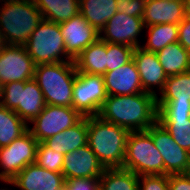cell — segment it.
Instances as JSON below:
<instances>
[{
  "mask_svg": "<svg viewBox=\"0 0 190 190\" xmlns=\"http://www.w3.org/2000/svg\"><path fill=\"white\" fill-rule=\"evenodd\" d=\"M133 60L139 72L143 91L158 96L163 90L168 76L156 53L137 47L133 51Z\"/></svg>",
  "mask_w": 190,
  "mask_h": 190,
  "instance_id": "cell-15",
  "label": "cell"
},
{
  "mask_svg": "<svg viewBox=\"0 0 190 190\" xmlns=\"http://www.w3.org/2000/svg\"><path fill=\"white\" fill-rule=\"evenodd\" d=\"M122 168L130 170L138 176L164 175L162 155L146 130L129 133Z\"/></svg>",
  "mask_w": 190,
  "mask_h": 190,
  "instance_id": "cell-6",
  "label": "cell"
},
{
  "mask_svg": "<svg viewBox=\"0 0 190 190\" xmlns=\"http://www.w3.org/2000/svg\"><path fill=\"white\" fill-rule=\"evenodd\" d=\"M64 154L55 152L44 142H38L35 164L52 172L62 173Z\"/></svg>",
  "mask_w": 190,
  "mask_h": 190,
  "instance_id": "cell-30",
  "label": "cell"
},
{
  "mask_svg": "<svg viewBox=\"0 0 190 190\" xmlns=\"http://www.w3.org/2000/svg\"><path fill=\"white\" fill-rule=\"evenodd\" d=\"M173 140L190 153V117L158 118Z\"/></svg>",
  "mask_w": 190,
  "mask_h": 190,
  "instance_id": "cell-29",
  "label": "cell"
},
{
  "mask_svg": "<svg viewBox=\"0 0 190 190\" xmlns=\"http://www.w3.org/2000/svg\"><path fill=\"white\" fill-rule=\"evenodd\" d=\"M2 90H3V84H2L1 79H0V96H1Z\"/></svg>",
  "mask_w": 190,
  "mask_h": 190,
  "instance_id": "cell-40",
  "label": "cell"
},
{
  "mask_svg": "<svg viewBox=\"0 0 190 190\" xmlns=\"http://www.w3.org/2000/svg\"><path fill=\"white\" fill-rule=\"evenodd\" d=\"M139 190H169L168 175H141L138 180Z\"/></svg>",
  "mask_w": 190,
  "mask_h": 190,
  "instance_id": "cell-33",
  "label": "cell"
},
{
  "mask_svg": "<svg viewBox=\"0 0 190 190\" xmlns=\"http://www.w3.org/2000/svg\"><path fill=\"white\" fill-rule=\"evenodd\" d=\"M88 142L105 169L121 168L125 159L129 131L105 121L98 115L87 116Z\"/></svg>",
  "mask_w": 190,
  "mask_h": 190,
  "instance_id": "cell-2",
  "label": "cell"
},
{
  "mask_svg": "<svg viewBox=\"0 0 190 190\" xmlns=\"http://www.w3.org/2000/svg\"><path fill=\"white\" fill-rule=\"evenodd\" d=\"M169 190H190V173L168 175Z\"/></svg>",
  "mask_w": 190,
  "mask_h": 190,
  "instance_id": "cell-36",
  "label": "cell"
},
{
  "mask_svg": "<svg viewBox=\"0 0 190 190\" xmlns=\"http://www.w3.org/2000/svg\"><path fill=\"white\" fill-rule=\"evenodd\" d=\"M73 61L77 72L104 75L107 72V42L98 38Z\"/></svg>",
  "mask_w": 190,
  "mask_h": 190,
  "instance_id": "cell-21",
  "label": "cell"
},
{
  "mask_svg": "<svg viewBox=\"0 0 190 190\" xmlns=\"http://www.w3.org/2000/svg\"><path fill=\"white\" fill-rule=\"evenodd\" d=\"M156 55L167 76L190 70V51L179 42L165 46Z\"/></svg>",
  "mask_w": 190,
  "mask_h": 190,
  "instance_id": "cell-23",
  "label": "cell"
},
{
  "mask_svg": "<svg viewBox=\"0 0 190 190\" xmlns=\"http://www.w3.org/2000/svg\"><path fill=\"white\" fill-rule=\"evenodd\" d=\"M76 74L74 61L36 65L34 79L43 93L45 103L72 107Z\"/></svg>",
  "mask_w": 190,
  "mask_h": 190,
  "instance_id": "cell-4",
  "label": "cell"
},
{
  "mask_svg": "<svg viewBox=\"0 0 190 190\" xmlns=\"http://www.w3.org/2000/svg\"><path fill=\"white\" fill-rule=\"evenodd\" d=\"M135 48L107 42V71L119 68L133 59Z\"/></svg>",
  "mask_w": 190,
  "mask_h": 190,
  "instance_id": "cell-31",
  "label": "cell"
},
{
  "mask_svg": "<svg viewBox=\"0 0 190 190\" xmlns=\"http://www.w3.org/2000/svg\"><path fill=\"white\" fill-rule=\"evenodd\" d=\"M103 78L108 96L132 95L144 92L139 72L133 59L119 68L107 71Z\"/></svg>",
  "mask_w": 190,
  "mask_h": 190,
  "instance_id": "cell-18",
  "label": "cell"
},
{
  "mask_svg": "<svg viewBox=\"0 0 190 190\" xmlns=\"http://www.w3.org/2000/svg\"><path fill=\"white\" fill-rule=\"evenodd\" d=\"M105 168L89 145L82 146L64 155L62 174L71 178H100Z\"/></svg>",
  "mask_w": 190,
  "mask_h": 190,
  "instance_id": "cell-16",
  "label": "cell"
},
{
  "mask_svg": "<svg viewBox=\"0 0 190 190\" xmlns=\"http://www.w3.org/2000/svg\"><path fill=\"white\" fill-rule=\"evenodd\" d=\"M185 18L183 0H146L143 14L144 27L156 24L179 25Z\"/></svg>",
  "mask_w": 190,
  "mask_h": 190,
  "instance_id": "cell-19",
  "label": "cell"
},
{
  "mask_svg": "<svg viewBox=\"0 0 190 190\" xmlns=\"http://www.w3.org/2000/svg\"><path fill=\"white\" fill-rule=\"evenodd\" d=\"M185 16L190 17V0H183Z\"/></svg>",
  "mask_w": 190,
  "mask_h": 190,
  "instance_id": "cell-38",
  "label": "cell"
},
{
  "mask_svg": "<svg viewBox=\"0 0 190 190\" xmlns=\"http://www.w3.org/2000/svg\"><path fill=\"white\" fill-rule=\"evenodd\" d=\"M43 19L62 23L80 13V0H33Z\"/></svg>",
  "mask_w": 190,
  "mask_h": 190,
  "instance_id": "cell-24",
  "label": "cell"
},
{
  "mask_svg": "<svg viewBox=\"0 0 190 190\" xmlns=\"http://www.w3.org/2000/svg\"><path fill=\"white\" fill-rule=\"evenodd\" d=\"M20 190H62L65 177L62 173L52 172L38 165H27L8 185Z\"/></svg>",
  "mask_w": 190,
  "mask_h": 190,
  "instance_id": "cell-17",
  "label": "cell"
},
{
  "mask_svg": "<svg viewBox=\"0 0 190 190\" xmlns=\"http://www.w3.org/2000/svg\"><path fill=\"white\" fill-rule=\"evenodd\" d=\"M129 132L145 131L158 121L156 96L147 92L132 95H110L98 113Z\"/></svg>",
  "mask_w": 190,
  "mask_h": 190,
  "instance_id": "cell-1",
  "label": "cell"
},
{
  "mask_svg": "<svg viewBox=\"0 0 190 190\" xmlns=\"http://www.w3.org/2000/svg\"><path fill=\"white\" fill-rule=\"evenodd\" d=\"M100 178H71L65 180L66 190H100Z\"/></svg>",
  "mask_w": 190,
  "mask_h": 190,
  "instance_id": "cell-35",
  "label": "cell"
},
{
  "mask_svg": "<svg viewBox=\"0 0 190 190\" xmlns=\"http://www.w3.org/2000/svg\"><path fill=\"white\" fill-rule=\"evenodd\" d=\"M24 46L35 65L73 61L66 52L59 23L43 19Z\"/></svg>",
  "mask_w": 190,
  "mask_h": 190,
  "instance_id": "cell-5",
  "label": "cell"
},
{
  "mask_svg": "<svg viewBox=\"0 0 190 190\" xmlns=\"http://www.w3.org/2000/svg\"><path fill=\"white\" fill-rule=\"evenodd\" d=\"M84 116L72 107L45 105V108L30 125L28 130L38 142H43L79 123Z\"/></svg>",
  "mask_w": 190,
  "mask_h": 190,
  "instance_id": "cell-10",
  "label": "cell"
},
{
  "mask_svg": "<svg viewBox=\"0 0 190 190\" xmlns=\"http://www.w3.org/2000/svg\"><path fill=\"white\" fill-rule=\"evenodd\" d=\"M107 96L103 75L77 72L73 86L72 108L84 117L98 115Z\"/></svg>",
  "mask_w": 190,
  "mask_h": 190,
  "instance_id": "cell-9",
  "label": "cell"
},
{
  "mask_svg": "<svg viewBox=\"0 0 190 190\" xmlns=\"http://www.w3.org/2000/svg\"><path fill=\"white\" fill-rule=\"evenodd\" d=\"M28 130V125L12 110L0 104V147L11 144Z\"/></svg>",
  "mask_w": 190,
  "mask_h": 190,
  "instance_id": "cell-28",
  "label": "cell"
},
{
  "mask_svg": "<svg viewBox=\"0 0 190 190\" xmlns=\"http://www.w3.org/2000/svg\"><path fill=\"white\" fill-rule=\"evenodd\" d=\"M0 5V32L6 45H24L43 20L42 13L33 0H0Z\"/></svg>",
  "mask_w": 190,
  "mask_h": 190,
  "instance_id": "cell-3",
  "label": "cell"
},
{
  "mask_svg": "<svg viewBox=\"0 0 190 190\" xmlns=\"http://www.w3.org/2000/svg\"><path fill=\"white\" fill-rule=\"evenodd\" d=\"M35 66L24 45H6L0 52V79L3 85L34 78Z\"/></svg>",
  "mask_w": 190,
  "mask_h": 190,
  "instance_id": "cell-12",
  "label": "cell"
},
{
  "mask_svg": "<svg viewBox=\"0 0 190 190\" xmlns=\"http://www.w3.org/2000/svg\"><path fill=\"white\" fill-rule=\"evenodd\" d=\"M116 12V0H80V14L98 33Z\"/></svg>",
  "mask_w": 190,
  "mask_h": 190,
  "instance_id": "cell-22",
  "label": "cell"
},
{
  "mask_svg": "<svg viewBox=\"0 0 190 190\" xmlns=\"http://www.w3.org/2000/svg\"><path fill=\"white\" fill-rule=\"evenodd\" d=\"M139 176L125 168H107L99 179L100 190H139Z\"/></svg>",
  "mask_w": 190,
  "mask_h": 190,
  "instance_id": "cell-27",
  "label": "cell"
},
{
  "mask_svg": "<svg viewBox=\"0 0 190 190\" xmlns=\"http://www.w3.org/2000/svg\"><path fill=\"white\" fill-rule=\"evenodd\" d=\"M43 142L55 152L62 153L64 155L87 145V116L73 127L49 137Z\"/></svg>",
  "mask_w": 190,
  "mask_h": 190,
  "instance_id": "cell-20",
  "label": "cell"
},
{
  "mask_svg": "<svg viewBox=\"0 0 190 190\" xmlns=\"http://www.w3.org/2000/svg\"><path fill=\"white\" fill-rule=\"evenodd\" d=\"M0 190H12V189H10V188L8 189V188L4 187V188H1Z\"/></svg>",
  "mask_w": 190,
  "mask_h": 190,
  "instance_id": "cell-41",
  "label": "cell"
},
{
  "mask_svg": "<svg viewBox=\"0 0 190 190\" xmlns=\"http://www.w3.org/2000/svg\"><path fill=\"white\" fill-rule=\"evenodd\" d=\"M5 46H6L5 40L3 38L2 33L0 32V52L4 49Z\"/></svg>",
  "mask_w": 190,
  "mask_h": 190,
  "instance_id": "cell-39",
  "label": "cell"
},
{
  "mask_svg": "<svg viewBox=\"0 0 190 190\" xmlns=\"http://www.w3.org/2000/svg\"><path fill=\"white\" fill-rule=\"evenodd\" d=\"M147 41L140 47L147 51L158 52L165 46L178 42V25L176 24H156L147 26Z\"/></svg>",
  "mask_w": 190,
  "mask_h": 190,
  "instance_id": "cell-26",
  "label": "cell"
},
{
  "mask_svg": "<svg viewBox=\"0 0 190 190\" xmlns=\"http://www.w3.org/2000/svg\"><path fill=\"white\" fill-rule=\"evenodd\" d=\"M59 25L66 52L73 60L99 38V33L80 13Z\"/></svg>",
  "mask_w": 190,
  "mask_h": 190,
  "instance_id": "cell-14",
  "label": "cell"
},
{
  "mask_svg": "<svg viewBox=\"0 0 190 190\" xmlns=\"http://www.w3.org/2000/svg\"><path fill=\"white\" fill-rule=\"evenodd\" d=\"M144 28L142 17L116 12L100 31L99 38L108 43L137 48L141 46L139 35L145 32Z\"/></svg>",
  "mask_w": 190,
  "mask_h": 190,
  "instance_id": "cell-13",
  "label": "cell"
},
{
  "mask_svg": "<svg viewBox=\"0 0 190 190\" xmlns=\"http://www.w3.org/2000/svg\"><path fill=\"white\" fill-rule=\"evenodd\" d=\"M157 103H190V70L168 76Z\"/></svg>",
  "mask_w": 190,
  "mask_h": 190,
  "instance_id": "cell-25",
  "label": "cell"
},
{
  "mask_svg": "<svg viewBox=\"0 0 190 190\" xmlns=\"http://www.w3.org/2000/svg\"><path fill=\"white\" fill-rule=\"evenodd\" d=\"M158 118L190 117V103H157Z\"/></svg>",
  "mask_w": 190,
  "mask_h": 190,
  "instance_id": "cell-32",
  "label": "cell"
},
{
  "mask_svg": "<svg viewBox=\"0 0 190 190\" xmlns=\"http://www.w3.org/2000/svg\"><path fill=\"white\" fill-rule=\"evenodd\" d=\"M0 104L14 111L28 126L46 105L43 93L34 78L4 84Z\"/></svg>",
  "mask_w": 190,
  "mask_h": 190,
  "instance_id": "cell-7",
  "label": "cell"
},
{
  "mask_svg": "<svg viewBox=\"0 0 190 190\" xmlns=\"http://www.w3.org/2000/svg\"><path fill=\"white\" fill-rule=\"evenodd\" d=\"M146 0H116L117 12L134 17H143Z\"/></svg>",
  "mask_w": 190,
  "mask_h": 190,
  "instance_id": "cell-34",
  "label": "cell"
},
{
  "mask_svg": "<svg viewBox=\"0 0 190 190\" xmlns=\"http://www.w3.org/2000/svg\"><path fill=\"white\" fill-rule=\"evenodd\" d=\"M164 161V175L190 173V153L181 148L157 121L148 130Z\"/></svg>",
  "mask_w": 190,
  "mask_h": 190,
  "instance_id": "cell-11",
  "label": "cell"
},
{
  "mask_svg": "<svg viewBox=\"0 0 190 190\" xmlns=\"http://www.w3.org/2000/svg\"><path fill=\"white\" fill-rule=\"evenodd\" d=\"M38 141L27 130L11 144L0 147V181L6 184L27 165L35 163Z\"/></svg>",
  "mask_w": 190,
  "mask_h": 190,
  "instance_id": "cell-8",
  "label": "cell"
},
{
  "mask_svg": "<svg viewBox=\"0 0 190 190\" xmlns=\"http://www.w3.org/2000/svg\"><path fill=\"white\" fill-rule=\"evenodd\" d=\"M178 42L190 51V17L185 16L183 21L178 25Z\"/></svg>",
  "mask_w": 190,
  "mask_h": 190,
  "instance_id": "cell-37",
  "label": "cell"
}]
</instances>
